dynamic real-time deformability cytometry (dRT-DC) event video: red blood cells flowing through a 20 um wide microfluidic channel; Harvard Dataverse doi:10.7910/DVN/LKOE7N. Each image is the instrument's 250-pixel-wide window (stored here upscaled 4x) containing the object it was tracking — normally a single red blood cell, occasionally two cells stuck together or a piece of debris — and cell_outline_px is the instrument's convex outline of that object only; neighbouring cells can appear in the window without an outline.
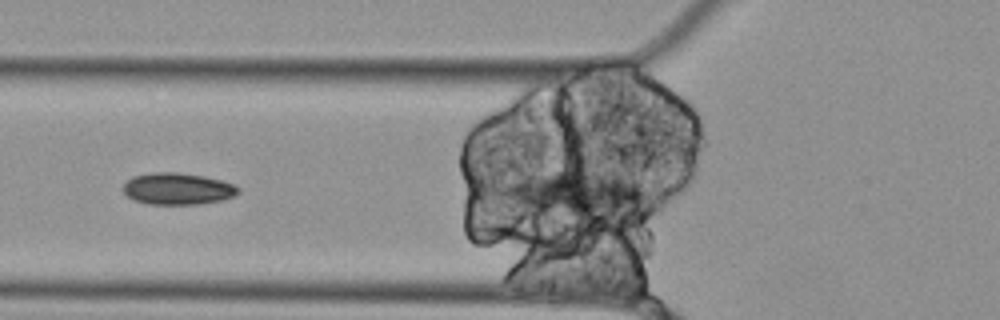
{"species": "Egyptian fruit bat (a non-hibernating species)", "species_latin": "Rousettus aegyptiacus", "temperature_condition": "cold", "stored_images_in_passage": 5, "camera_frame_rate_fps": 3000, "um_per_image_px": 0.085, "animal": {"sex": "female"}, "frame": {"image": 1, "passage_image": 4, "time_ms": 1.0, "image_size_px": [1000, 320], "cell_outline_px": [[240, 192], [236, 196], [220, 200], [196, 204], [148, 204], [132, 200], [124, 192], [124, 184], [132, 176], [152, 172], [176, 172], [204, 176], [236, 184], [240, 188]], "centroid_in_image_um": [15.12, 16.04], "position_along_channel_um": 110.7, "area_um2": 21.39}}